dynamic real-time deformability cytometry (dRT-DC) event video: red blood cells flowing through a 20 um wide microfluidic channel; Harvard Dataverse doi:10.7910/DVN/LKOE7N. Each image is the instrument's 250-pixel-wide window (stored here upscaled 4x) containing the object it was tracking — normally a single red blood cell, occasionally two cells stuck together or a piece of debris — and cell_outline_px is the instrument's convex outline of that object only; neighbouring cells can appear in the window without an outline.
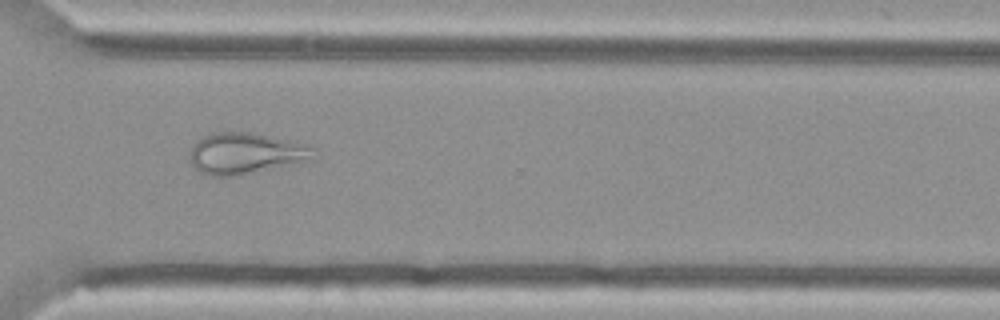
{"species": "Egyptian fruit bat (a non-hibernating species)", "species_latin": "Rousettus aegyptiacus", "temperature_condition": "cold", "stored_images_in_passage": 47, "camera_frame_rate_fps": 3000, "um_per_image_px": 0.085, "animal": {"sex": "female"}, "frame": {"image": 1, "passage_image": 33, "time_ms": 10.667, "image_size_px": [1000, 320], "cell_outline_px": [[320, 156], [312, 160], [236, 176], [208, 176], [192, 168], [188, 160], [188, 152], [196, 140], [212, 132], [252, 132], [308, 144], [316, 148]], "centroid_in_image_um": [20.88, 13.04], "position_along_channel_um": 349.7, "area_um2": 30.63}}
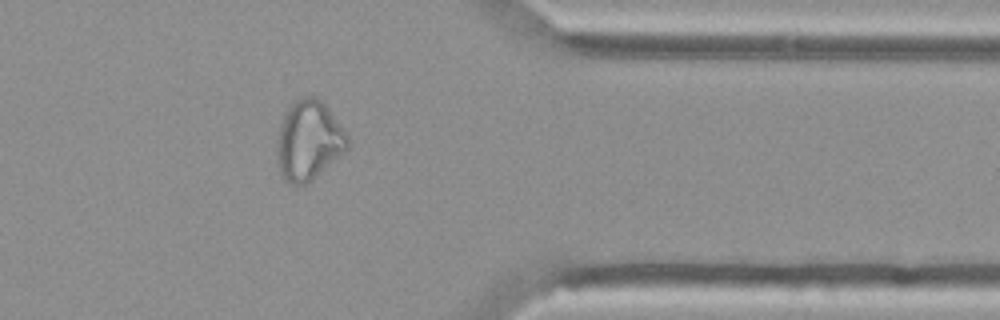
{"frame": {"image": 2, "passage_image": 37, "time_ms": 12.0, "image_size_px": [1000, 320], "cell_outline_px": [[348, 148], [344, 152], [308, 184], [292, 184], [284, 180], [280, 172], [276, 156], [276, 144], [280, 124], [284, 112], [296, 100], [304, 96], [316, 96], [328, 108], [348, 136]], "centroid_in_image_um": [26.21, 11.95], "position_along_channel_um": 385.2, "area_um2": 32.71}}